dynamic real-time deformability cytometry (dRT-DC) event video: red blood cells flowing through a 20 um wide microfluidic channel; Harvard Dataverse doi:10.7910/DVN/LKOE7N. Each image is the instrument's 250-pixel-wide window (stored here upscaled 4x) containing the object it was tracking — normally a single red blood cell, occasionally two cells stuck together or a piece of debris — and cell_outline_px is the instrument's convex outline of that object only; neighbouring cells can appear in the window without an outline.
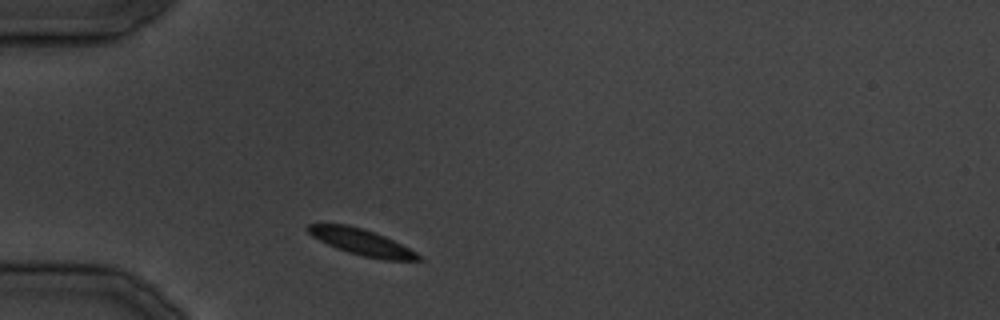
{"species": "common noctule bat (a hibernating species)", "species_latin": "Nyctalus noctula", "temperature_condition": "cold", "stored_images_in_passage": 26, "camera_frame_rate_fps": 3000, "um_per_image_px": 0.085, "animal": {"sex": "male", "body_mass_g": 19.5, "forearm_length_mm": 54.6}, "frame": {"image": 1, "passage_image": 1, "time_ms": 0.0, "image_size_px": [1000, 320], "cell_outline_px": [[424, 260], [384, 260], [364, 256], [348, 252], [336, 248], [312, 236], [304, 228], [308, 224], [348, 224], [364, 228], [376, 232], [424, 256]], "centroid_in_image_um": [30.75, 20.57], "position_along_channel_um": 54.3, "area_um2": 16.88}}
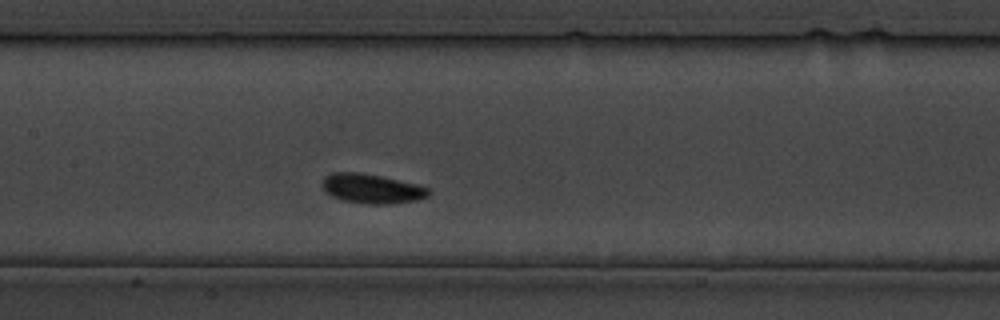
{"frame": {"image": 2, "passage_image": 8, "time_ms": 9.0, "image_size_px": [1000, 320], "cell_outline_px": [[432, 192], [428, 196], [416, 200], [388, 204], [364, 204], [340, 200], [324, 192], [320, 184], [324, 176], [332, 172], [360, 172], [380, 176], [416, 184], [428, 188]], "centroid_in_image_um": [31.53, 16.04], "position_along_channel_um": 175.9, "area_um2": 18.5}}
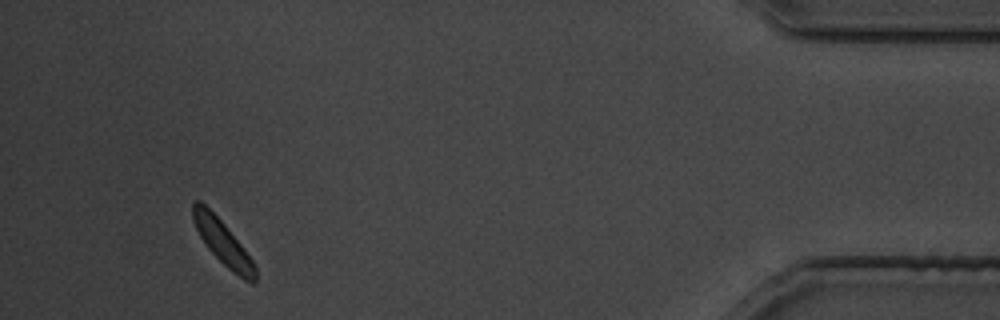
{"frame": {"image": 3, "passage_image": 24, "time_ms": 29.0, "image_size_px": [1000, 320], "cell_outline_px": [[256, 280], [252, 284], [244, 280], [232, 272], [208, 248], [200, 236], [196, 228], [192, 216], [192, 204], [196, 200], [200, 200], [224, 224], [240, 244], [252, 260], [256, 268]], "centroid_in_image_um": [18.94, 20.63], "position_along_channel_um": 416.3, "area_um2": 15.66}}